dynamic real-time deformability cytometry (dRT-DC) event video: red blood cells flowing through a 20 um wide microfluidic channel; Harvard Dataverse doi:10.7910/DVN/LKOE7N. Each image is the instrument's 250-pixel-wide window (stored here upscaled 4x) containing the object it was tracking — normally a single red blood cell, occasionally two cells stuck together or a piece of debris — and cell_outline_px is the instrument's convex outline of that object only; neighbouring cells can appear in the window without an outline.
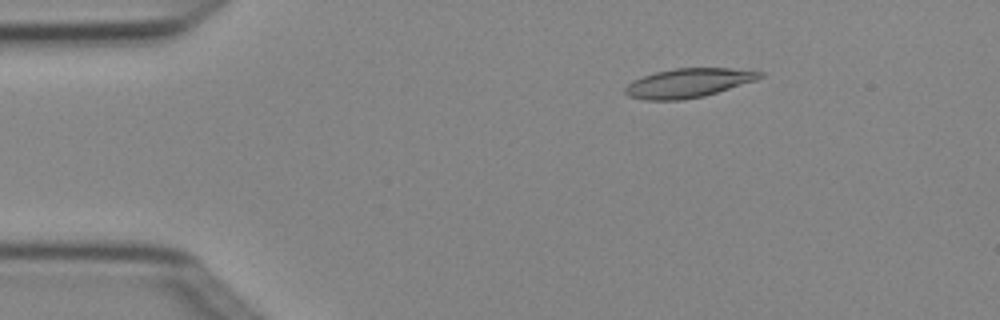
{"species": "Egyptian fruit bat (a non-hibernating species)", "species_latin": "Rousettus aegyptiacus", "temperature_condition": "cold", "stored_images_in_passage": 3, "camera_frame_rate_fps": 3000, "um_per_image_px": 0.085, "animal": {"sex": "female"}, "frame": {"image": 1, "passage_image": 2, "time_ms": 0.333, "image_size_px": [1000, 320], "cell_outline_px": [[764, 76], [756, 80], [704, 96], [684, 100], [644, 100], [628, 96], [624, 92], [624, 88], [632, 80], [656, 72], [676, 68], [728, 68], [764, 72]], "centroid_in_image_um": [58.49, 7.06], "position_along_channel_um": 26.5, "area_um2": 22.77}}